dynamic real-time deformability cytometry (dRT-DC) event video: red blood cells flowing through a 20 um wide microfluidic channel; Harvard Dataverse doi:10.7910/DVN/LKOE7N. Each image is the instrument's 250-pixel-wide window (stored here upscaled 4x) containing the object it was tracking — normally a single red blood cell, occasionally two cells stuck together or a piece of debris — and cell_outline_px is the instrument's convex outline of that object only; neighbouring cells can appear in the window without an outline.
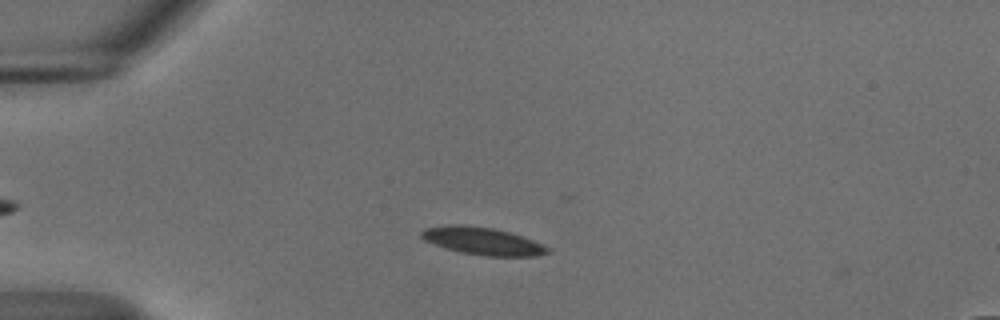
{"species": "common noctule bat (a hibernating species)", "species_latin": "Nyctalus noctula", "temperature_condition": "cold", "stored_images_in_passage": 2, "camera_frame_rate_fps": 3000, "um_per_image_px": 0.085, "animal": {"sex": "male", "body_mass_g": 18.8}, "frame": {"image": 1, "passage_image": 1, "time_ms": 0.0, "image_size_px": [1000, 320], "cell_outline_px": [[552, 252], [536, 256], [484, 256], [460, 252], [444, 248], [424, 240], [420, 236], [420, 232], [424, 228], [452, 224], [464, 224], [492, 228], [512, 232], [544, 244], [552, 248]], "centroid_in_image_um": [41.06, 20.49], "position_along_channel_um": 43.9, "area_um2": 20.63}}